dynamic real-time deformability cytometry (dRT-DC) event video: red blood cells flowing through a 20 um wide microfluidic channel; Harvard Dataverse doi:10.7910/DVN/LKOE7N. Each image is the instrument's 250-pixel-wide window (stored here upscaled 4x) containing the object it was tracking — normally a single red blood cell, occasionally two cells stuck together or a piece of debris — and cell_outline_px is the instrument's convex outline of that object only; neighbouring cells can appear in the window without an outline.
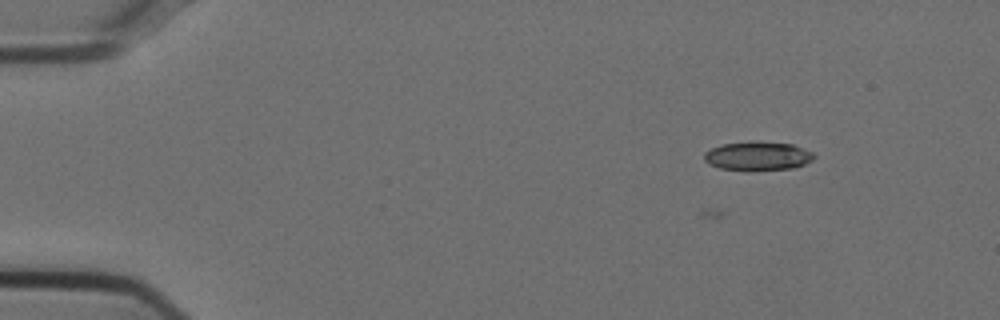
{"species": "Egyptian fruit bat (a non-hibernating species)", "species_latin": "Rousettus aegyptiacus", "temperature_condition": "cold", "stored_images_in_passage": 2, "camera_frame_rate_fps": 3000, "um_per_image_px": 0.085, "animal": {"sex": "female"}, "frame": {"image": 1, "passage_image": 2, "time_ms": 0.333, "image_size_px": [1000, 320], "cell_outline_px": [[816, 156], [812, 160], [804, 164], [792, 168], [752, 172], [720, 168], [708, 164], [704, 160], [704, 152], [712, 148], [724, 144], [748, 140], [752, 140], [792, 144], [812, 152]], "centroid_in_image_um": [64.38, 13.27], "position_along_channel_um": 20.6, "area_um2": 18.96}}